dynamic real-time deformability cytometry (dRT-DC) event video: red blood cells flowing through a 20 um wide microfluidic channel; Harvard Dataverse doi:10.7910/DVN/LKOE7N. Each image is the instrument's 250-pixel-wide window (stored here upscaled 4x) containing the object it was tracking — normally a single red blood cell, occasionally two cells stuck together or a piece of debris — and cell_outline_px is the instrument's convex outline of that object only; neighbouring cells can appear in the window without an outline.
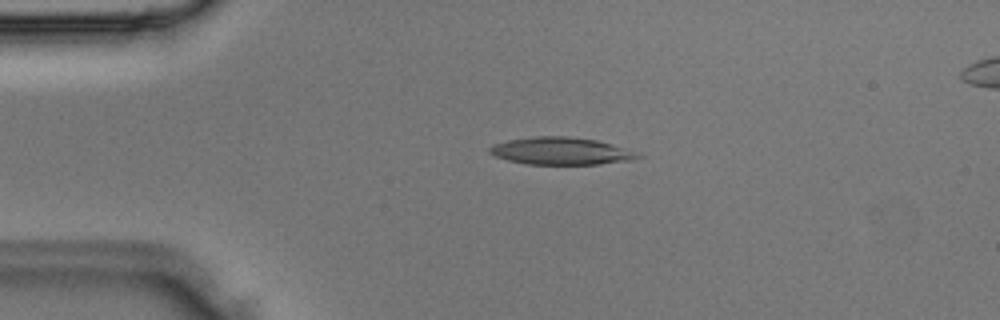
{"species": "Egyptian fruit bat (a non-hibernating species)", "species_latin": "Rousettus aegyptiacus", "temperature_condition": "room temperature", "stored_images_in_passage": 2, "camera_frame_rate_fps": 3000, "um_per_image_px": 0.085, "animal": {"sex": "male"}, "frame": {"image": 1, "passage_image": 1, "time_ms": 0.0, "image_size_px": [1000, 320], "cell_outline_px": [[644, 156], [628, 160], [600, 164], [528, 164], [508, 160], [496, 156], [488, 152], [488, 148], [492, 144], [508, 140], [536, 136], [568, 136], [596, 140]], "centroid_in_image_um": [47.57, 12.83], "position_along_channel_um": 37.4, "area_um2": 23.12}}